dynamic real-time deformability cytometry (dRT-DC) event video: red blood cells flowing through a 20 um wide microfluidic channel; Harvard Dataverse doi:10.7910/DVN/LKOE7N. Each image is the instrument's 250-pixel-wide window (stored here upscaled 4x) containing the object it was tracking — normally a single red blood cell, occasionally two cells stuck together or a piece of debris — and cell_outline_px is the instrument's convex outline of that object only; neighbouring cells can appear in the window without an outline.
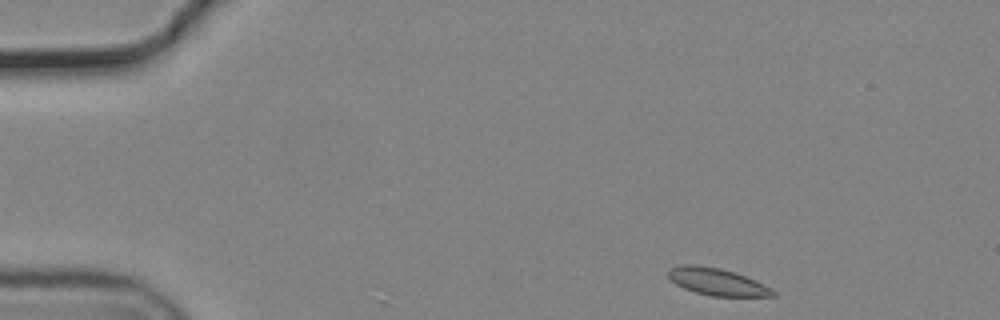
{"species": "common noctule bat (a hibernating species)", "species_latin": "Nyctalus noctula", "temperature_condition": "cold", "stored_images_in_passage": 49, "camera_frame_rate_fps": 3000, "um_per_image_px": 0.085, "animal": {"sex": "male", "body_mass_g": 19.2, "forearm_length_mm": 51.8}, "frame": {"image": 1, "passage_image": 1, "time_ms": 0.0, "image_size_px": [1000, 320], "cell_outline_px": [[776, 296], [712, 296], [696, 292], [684, 288], [676, 284], [668, 276], [668, 268], [684, 264], [692, 264], [720, 268], [736, 272], [756, 280], [764, 284], [776, 292]], "centroid_in_image_um": [60.96, 23.94], "position_along_channel_um": 24.0, "area_um2": 16.53}}
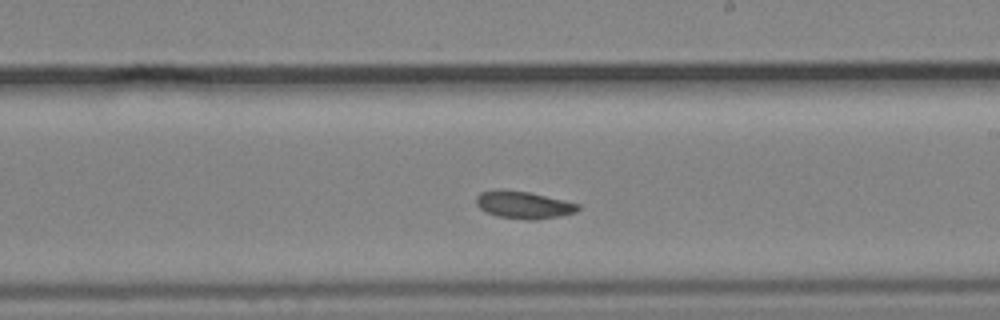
{"frame": {"image": 2, "passage_image": 26, "time_ms": 8.333, "image_size_px": [1000, 320], "cell_outline_px": [[580, 208], [576, 212], [560, 216], [536, 220], [528, 220], [496, 216], [484, 212], [476, 204], [476, 196], [480, 192], [500, 188], [528, 192], [564, 200], [580, 204]], "centroid_in_image_um": [44.47, 17.41], "position_along_channel_um": 244.5, "area_um2": 16.47}}
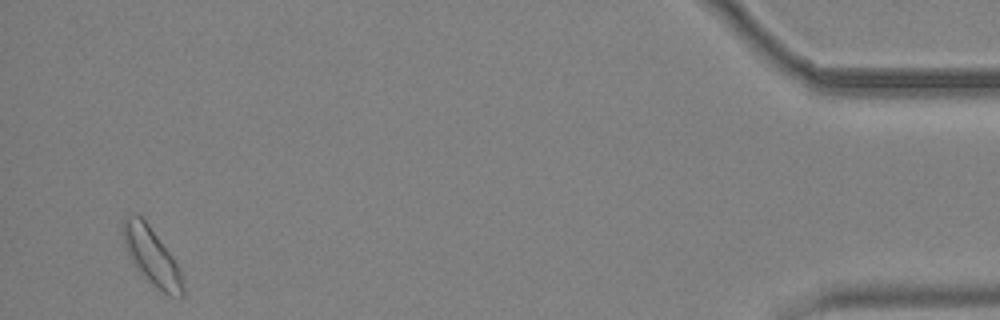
{"frame": {"image": 3, "passage_image": 47, "time_ms": 15.333, "image_size_px": [1000, 320], "cell_outline_px": [[184, 296], [168, 296], [156, 288], [140, 272], [124, 248], [124, 216], [132, 212], [140, 216], [148, 224], [172, 256], [180, 268], [184, 284]], "centroid_in_image_um": [12.92, 21.8], "position_along_channel_um": 422.3, "area_um2": 19.77}, "authors_computed_cell_mechanics": {"area_um2": 16.473, "velocity_mm_per_s": 3.671, "shape_relaxation_time_tau1_ms": null, "shape_relaxation_time_tau2_ms": 7.9282, "deformation_change_tau1": null, "deformation_change_tau2": 0.0767}}